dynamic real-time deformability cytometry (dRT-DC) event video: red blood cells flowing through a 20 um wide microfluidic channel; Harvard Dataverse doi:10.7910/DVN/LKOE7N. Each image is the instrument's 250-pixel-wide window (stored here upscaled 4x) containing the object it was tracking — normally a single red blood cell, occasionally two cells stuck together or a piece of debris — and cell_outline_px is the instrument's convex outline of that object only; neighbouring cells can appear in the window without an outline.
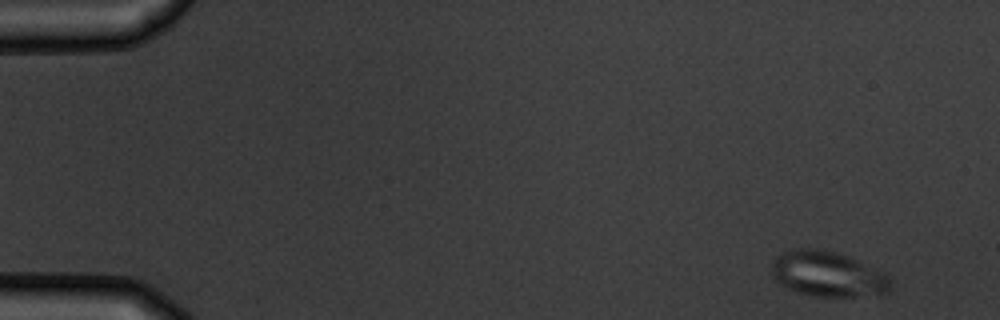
{"species": "common noctule bat (a hibernating species)", "species_latin": "Nyctalus noctula", "temperature_condition": "warm", "stored_images_in_passage": 10, "camera_frame_rate_fps": 3000, "um_per_image_px": 0.085, "animal": {"sex": "male", "body_mass_g": 19.5, "forearm_length_mm": 54.6}, "frame": {"image": 1, "passage_image": 1, "time_ms": 0.0, "image_size_px": [1000, 320], "cell_outline_px": [[888, 292], [852, 296], [812, 296], [796, 292], [780, 284], [772, 276], [772, 264], [776, 256], [792, 248], [812, 248], [836, 252], [856, 260], [884, 272], [888, 276]], "centroid_in_image_um": [70.28, 23.28], "position_along_channel_um": 14.7, "area_um2": 30.92}}